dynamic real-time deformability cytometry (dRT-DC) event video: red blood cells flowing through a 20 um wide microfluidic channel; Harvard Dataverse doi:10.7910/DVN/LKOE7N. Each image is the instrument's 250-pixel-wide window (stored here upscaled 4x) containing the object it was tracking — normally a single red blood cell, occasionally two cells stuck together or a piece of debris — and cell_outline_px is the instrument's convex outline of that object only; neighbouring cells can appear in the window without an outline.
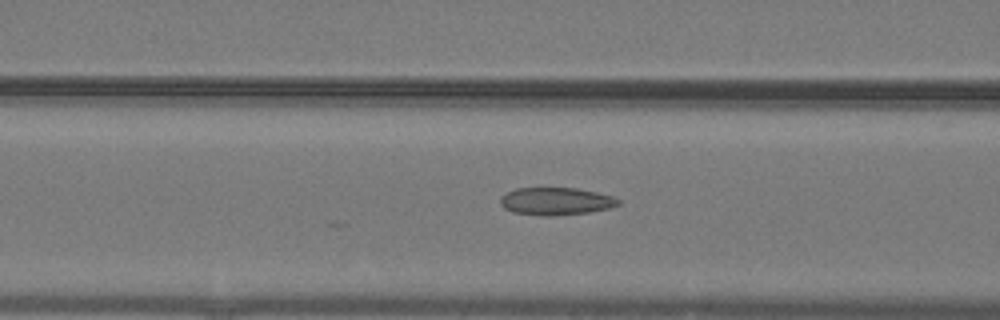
{"species": "common noctule bat (a hibernating species)", "species_latin": "Nyctalus noctula", "temperature_condition": "warm", "stored_images_in_passage": 37, "camera_frame_rate_fps": 3000, "um_per_image_px": 0.085, "animal": {"sex": "male", "body_mass_g": 19.2, "forearm_length_mm": 51.8}, "frame": {"image": 1, "passage_image": 13, "time_ms": 4.0, "image_size_px": [1000, 320], "cell_outline_px": [[620, 204], [608, 208], [588, 212], [552, 216], [544, 216], [512, 212], [504, 208], [500, 204], [500, 196], [516, 188], [576, 188], [596, 192], [612, 196], [620, 200]], "centroid_in_image_um": [47.22, 17.11], "position_along_channel_um": 119.4, "area_um2": 18.9}}
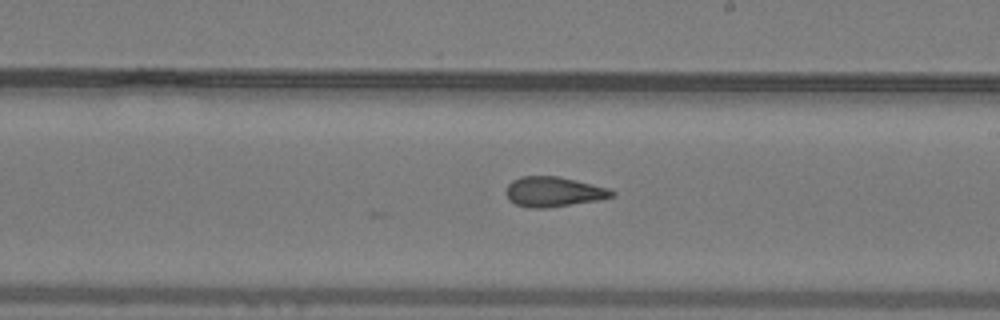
{"frame": {"image": 2, "passage_image": 22, "time_ms": 7.0, "image_size_px": [1000, 320], "cell_outline_px": [[616, 196], [600, 200], [544, 208], [528, 208], [516, 204], [508, 200], [504, 192], [508, 184], [512, 180], [520, 176], [560, 176], [608, 188], [616, 192]], "centroid_in_image_um": [47.04, 16.3], "position_along_channel_um": 242.0, "area_um2": 18.73}}
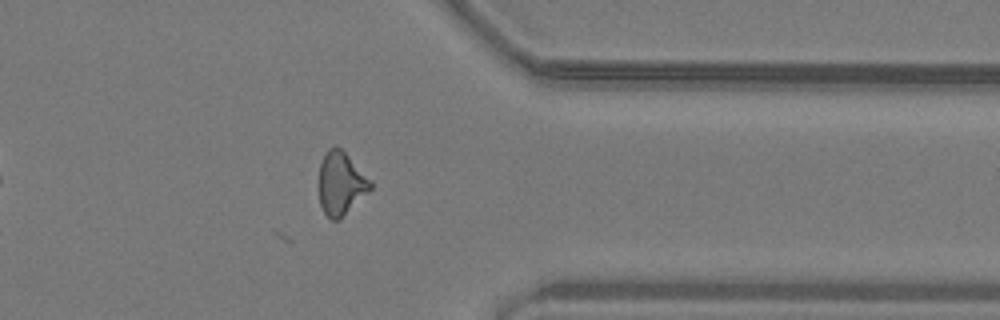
{"frame": {"image": 3, "passage_image": 33, "time_ms": 10.667, "image_size_px": [1000, 320], "cell_outline_px": [[372, 188], [340, 220], [332, 220], [324, 212], [320, 204], [320, 164], [328, 148], [336, 144], [372, 180]], "centroid_in_image_um": [28.99, 15.59], "position_along_channel_um": 382.4, "area_um2": 18.79}}